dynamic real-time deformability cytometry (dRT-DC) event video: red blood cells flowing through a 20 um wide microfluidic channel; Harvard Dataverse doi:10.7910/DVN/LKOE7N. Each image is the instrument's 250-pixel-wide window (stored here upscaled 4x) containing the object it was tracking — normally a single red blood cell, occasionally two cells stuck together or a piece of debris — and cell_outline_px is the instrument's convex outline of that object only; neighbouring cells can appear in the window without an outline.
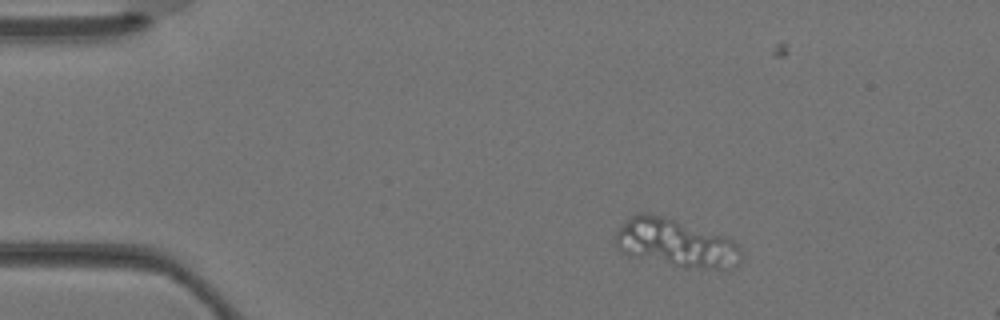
{"species": "Egyptian fruit bat (a non-hibernating species)", "species_latin": "Rousettus aegyptiacus", "temperature_condition": "warm", "stored_images_in_passage": 3, "camera_frame_rate_fps": 3000, "um_per_image_px": 0.085, "animal": {"sex": "female"}, "frame": {"image": 1, "passage_image": 2, "time_ms": 0.333, "image_size_px": [1000, 320], "cell_outline_px": [[744, 256], [732, 268], [684, 268], [628, 256], [616, 248], [616, 232], [636, 212], [648, 212], [664, 216], [728, 236], [740, 248]], "centroid_in_image_um": [57.45, 20.66], "position_along_channel_um": 27.6, "area_um2": 35.55}}